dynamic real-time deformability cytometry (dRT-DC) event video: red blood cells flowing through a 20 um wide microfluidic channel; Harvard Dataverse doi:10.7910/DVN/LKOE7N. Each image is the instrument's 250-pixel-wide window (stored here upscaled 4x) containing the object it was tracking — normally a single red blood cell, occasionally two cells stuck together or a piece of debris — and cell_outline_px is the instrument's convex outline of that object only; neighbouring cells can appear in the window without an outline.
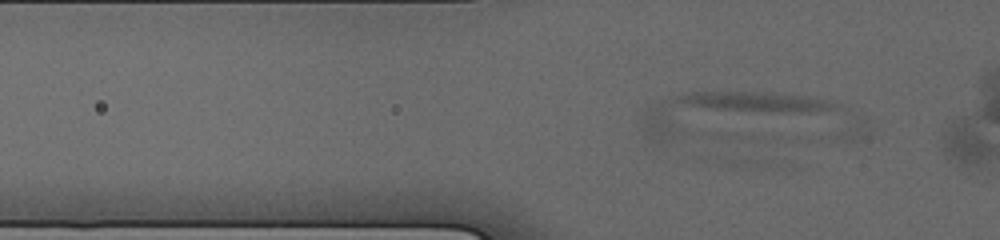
{"species": "human", "species_latin": "Homo sapiens", "temperature_condition": "cold", "stored_images_in_passage": 3, "camera_frame_rate_fps": 3000, "um_per_image_px": 0.085, "donor": {"sex": "male"}, "frame": {"image": 1, "passage_image": 2, "time_ms": 0.333, "image_size_px": [1000, 240], "cell_outline_px": [[844, 108], [664, 140], [648, 140], [644, 132], [640, 116], [648, 108], [664, 100], [692, 92], [772, 92], [804, 96], [832, 100], [840, 104]], "centroid_in_image_um": [61.62, 9.52], "position_along_channel_um": 64.2, "area_um2": 43.35}}